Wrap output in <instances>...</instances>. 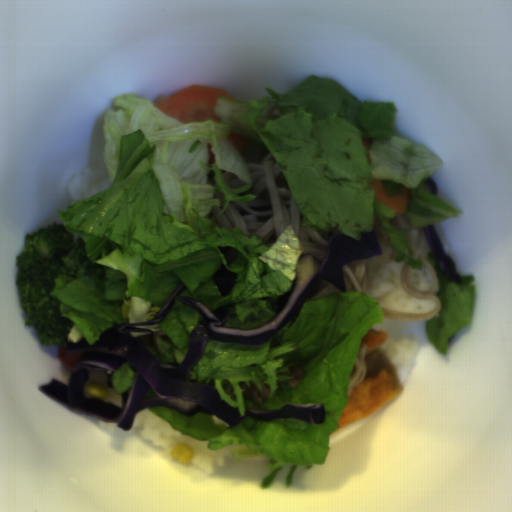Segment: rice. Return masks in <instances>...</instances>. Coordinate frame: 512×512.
I'll list each match as a JSON object with an SVG mask.
<instances>
[{
  "label": "rice",
  "mask_w": 512,
  "mask_h": 512,
  "mask_svg": "<svg viewBox=\"0 0 512 512\" xmlns=\"http://www.w3.org/2000/svg\"><path fill=\"white\" fill-rule=\"evenodd\" d=\"M132 424L140 428L142 439H150L157 447L171 455L176 444H189L194 455L189 464L204 474H211L215 467H224L231 451L239 445L225 446L217 450H209L207 441H197L183 435L175 427L154 415L148 407L135 414Z\"/></svg>",
  "instance_id": "652b925c"
},
{
  "label": "rice",
  "mask_w": 512,
  "mask_h": 512,
  "mask_svg": "<svg viewBox=\"0 0 512 512\" xmlns=\"http://www.w3.org/2000/svg\"><path fill=\"white\" fill-rule=\"evenodd\" d=\"M111 186V177L106 163L94 168L83 166L67 179V191L73 202L87 199Z\"/></svg>",
  "instance_id": "023b6e5f"
},
{
  "label": "rice",
  "mask_w": 512,
  "mask_h": 512,
  "mask_svg": "<svg viewBox=\"0 0 512 512\" xmlns=\"http://www.w3.org/2000/svg\"><path fill=\"white\" fill-rule=\"evenodd\" d=\"M419 339L402 338L397 341H386L384 351L393 366H407L415 358Z\"/></svg>",
  "instance_id": "8eca5e8b"
}]
</instances>
